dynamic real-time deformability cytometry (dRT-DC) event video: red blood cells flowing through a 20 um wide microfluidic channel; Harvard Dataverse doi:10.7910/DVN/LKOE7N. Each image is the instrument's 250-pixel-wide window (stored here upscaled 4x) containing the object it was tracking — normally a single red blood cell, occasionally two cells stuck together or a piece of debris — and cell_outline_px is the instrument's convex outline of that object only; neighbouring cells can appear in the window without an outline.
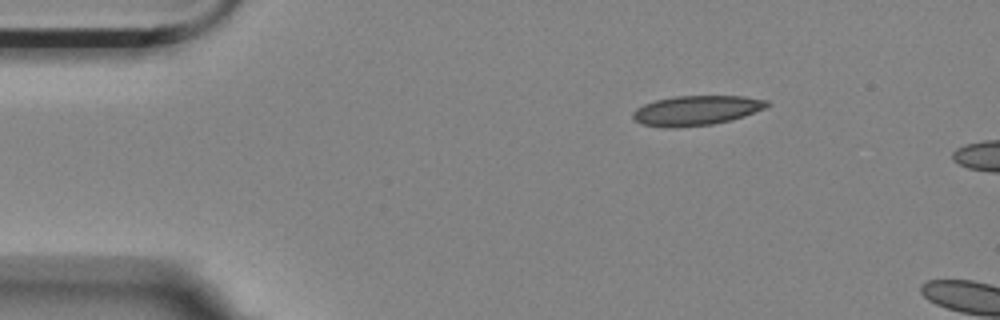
{"species": "Egyptian fruit bat (a non-hibernating species)", "species_latin": "Rousettus aegyptiacus", "temperature_condition": "room temperature", "stored_images_in_passage": 2, "camera_frame_rate_fps": 3000, "um_per_image_px": 0.085, "animal": {"sex": "female"}, "frame": {"image": 1, "passage_image": 1, "time_ms": 0.0, "image_size_px": [1000, 320], "cell_outline_px": [[772, 104], [764, 108], [744, 116], [732, 120], [712, 124], [676, 128], [672, 128], [644, 124], [636, 120], [632, 116], [632, 112], [636, 108], [644, 104], [656, 100], [676, 96], [740, 96], [768, 100]], "centroid_in_image_um": [59.21, 9.38], "position_along_channel_um": 25.8, "area_um2": 23.12}}